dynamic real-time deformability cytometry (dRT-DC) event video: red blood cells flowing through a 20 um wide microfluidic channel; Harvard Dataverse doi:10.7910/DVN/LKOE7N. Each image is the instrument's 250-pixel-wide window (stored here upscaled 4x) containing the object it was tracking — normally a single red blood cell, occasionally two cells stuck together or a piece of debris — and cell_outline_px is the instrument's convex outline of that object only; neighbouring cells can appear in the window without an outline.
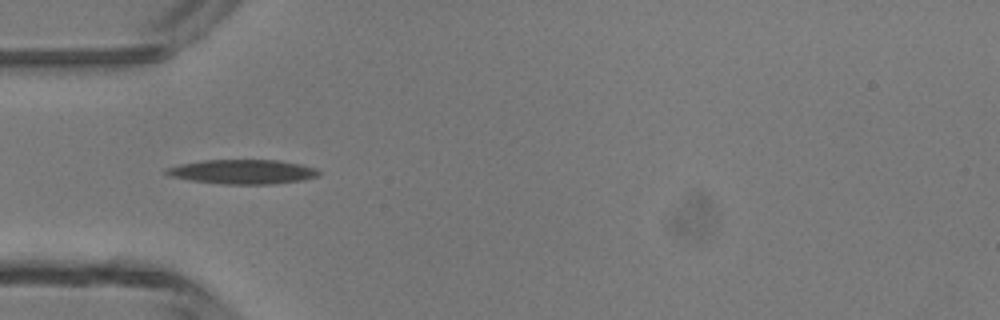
{"species": "common noctule bat (a hibernating species)", "species_latin": "Nyctalus noctula", "temperature_condition": "room temperature", "stored_images_in_passage": 2, "camera_frame_rate_fps": 3000, "um_per_image_px": 0.085, "animal": {"sex": "male", "body_mass_g": 13.3}, "frame": {"image": 1, "passage_image": 2, "time_ms": 1.0, "image_size_px": [1000, 320], "cell_outline_px": [[320, 172], [316, 176], [300, 180], [272, 184], [224, 184], [192, 180], [172, 176], [164, 172], [168, 168], [180, 164], [204, 160], [276, 160], [300, 164], [316, 168]], "centroid_in_image_um": [20.64, 14.59], "position_along_channel_um": 64.4, "area_um2": 21.27}}